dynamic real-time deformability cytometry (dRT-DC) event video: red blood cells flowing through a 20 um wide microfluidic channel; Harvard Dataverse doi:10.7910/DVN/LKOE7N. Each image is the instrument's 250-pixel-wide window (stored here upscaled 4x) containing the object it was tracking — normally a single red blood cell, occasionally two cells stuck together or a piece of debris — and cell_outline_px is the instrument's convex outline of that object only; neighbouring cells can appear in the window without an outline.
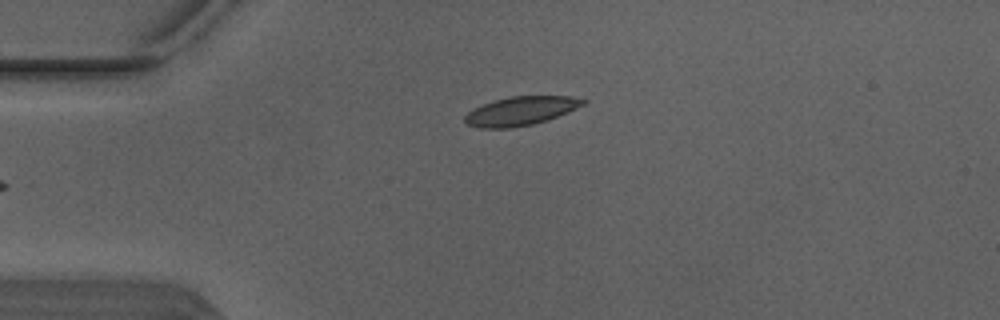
{"species": "Egyptian fruit bat (a non-hibernating species)", "species_latin": "Rousettus aegyptiacus", "temperature_condition": "warm", "stored_images_in_passage": 6, "camera_frame_rate_fps": 3000, "um_per_image_px": 0.085, "animal": {"sex": "male"}, "frame": {"image": 1, "passage_image": 6, "time_ms": 1.667, "image_size_px": [1000, 320], "cell_outline_px": [[588, 100], [584, 104], [568, 112], [548, 120], [532, 124], [512, 128], [480, 128], [468, 124], [464, 120], [464, 116], [472, 108], [492, 100], [508, 96], [572, 96]], "centroid_in_image_um": [44.24, 9.42], "position_along_channel_um": 40.8, "area_um2": 20.0}}